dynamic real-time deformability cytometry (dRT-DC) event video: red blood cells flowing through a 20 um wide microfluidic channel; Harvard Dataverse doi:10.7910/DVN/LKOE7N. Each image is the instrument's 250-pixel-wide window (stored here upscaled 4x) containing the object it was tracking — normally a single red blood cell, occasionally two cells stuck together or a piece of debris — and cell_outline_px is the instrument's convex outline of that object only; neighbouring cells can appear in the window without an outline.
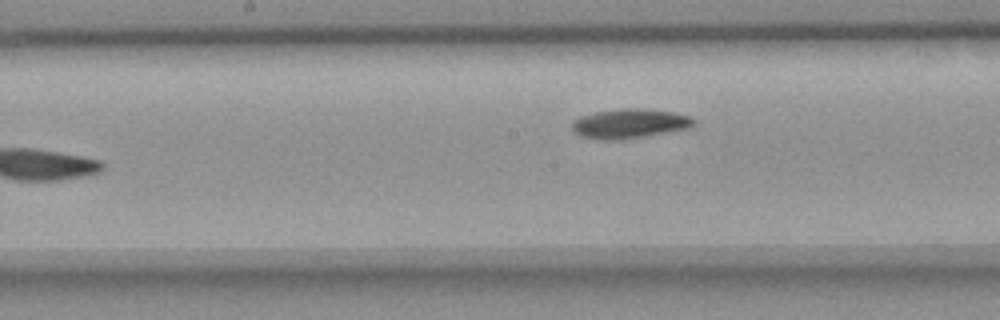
{"species": "common noctule bat (a hibernating species)", "species_latin": "Nyctalus noctula", "temperature_condition": "room temperature", "stored_images_in_passage": 8, "camera_frame_rate_fps": 3000, "um_per_image_px": 0.085, "animal": {"sex": "female", "body_mass_g": 18.4}, "frame": {"image": 1, "passage_image": 8, "time_ms": 9.333, "image_size_px": [1000, 320], "cell_outline_px": [[696, 124], [692, 128], [616, 140], [604, 140], [580, 136], [572, 128], [572, 120], [580, 116], [596, 112], [620, 108], [636, 108], [672, 112], [692, 116], [696, 120]], "centroid_in_image_um": [53.54, 10.49], "position_along_channel_um": 194.7, "area_um2": 20.87}}